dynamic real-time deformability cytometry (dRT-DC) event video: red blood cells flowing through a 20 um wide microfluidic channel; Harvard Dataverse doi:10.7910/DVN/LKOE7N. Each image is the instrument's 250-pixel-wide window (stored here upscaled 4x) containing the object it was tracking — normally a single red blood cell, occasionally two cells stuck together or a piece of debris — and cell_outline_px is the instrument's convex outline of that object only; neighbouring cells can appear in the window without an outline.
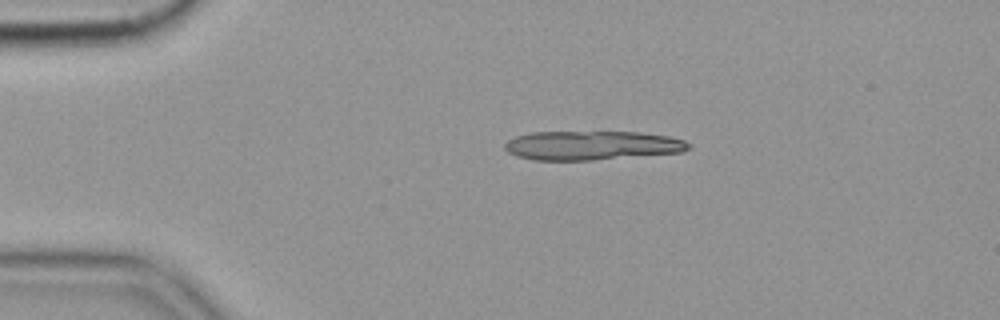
{"species": "common noctule bat (a hibernating species)", "species_latin": "Nyctalus noctula", "temperature_condition": "cold", "stored_images_in_passage": 16, "camera_frame_rate_fps": 3000, "um_per_image_px": 0.085, "animal": {"sex": "female", "body_mass_g": 19.9}, "frame": {"image": 1, "passage_image": 10, "time_ms": 3.0, "image_size_px": [1000, 320], "cell_outline_px": [[692, 148], [684, 152], [592, 160], [532, 160], [516, 156], [508, 152], [504, 148], [504, 144], [508, 140], [516, 136], [532, 132], [640, 132], [668, 136], [684, 140], [692, 144]], "centroid_in_image_um": [50.34, 12.36], "position_along_channel_um": 34.7, "area_um2": 31.39}}